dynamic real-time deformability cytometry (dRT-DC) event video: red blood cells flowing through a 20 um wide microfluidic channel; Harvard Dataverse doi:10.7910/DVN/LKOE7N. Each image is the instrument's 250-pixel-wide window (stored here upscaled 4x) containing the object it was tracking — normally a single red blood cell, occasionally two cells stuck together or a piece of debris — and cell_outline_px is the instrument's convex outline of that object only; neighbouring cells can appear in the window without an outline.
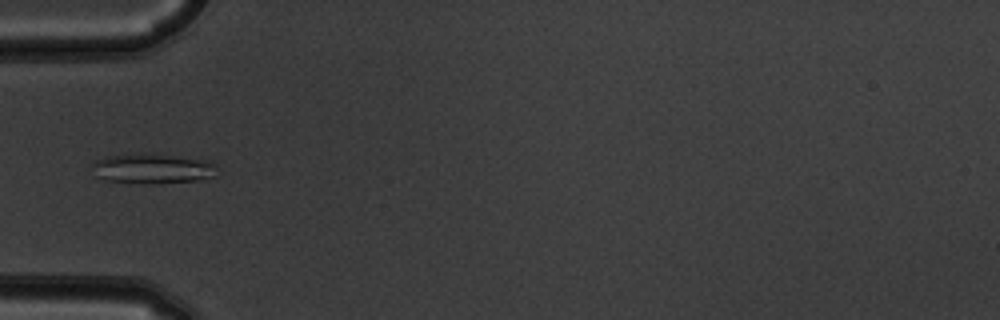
{"species": "common noctule bat (a hibernating species)", "species_latin": "Nyctalus noctula", "temperature_condition": "warm", "stored_images_in_passage": 2, "camera_frame_rate_fps": 3000, "um_per_image_px": 0.085, "animal": {"sex": "male", "body_mass_g": 19.5, "forearm_length_mm": 54.6}, "frame": {"image": 1, "passage_image": 2, "time_ms": 0.333, "image_size_px": [1000, 320], "cell_outline_px": [[216, 176], [200, 180], [156, 184], [144, 184], [108, 180], [96, 176], [92, 164], [96, 160], [108, 156], [136, 152], [160, 152], [212, 160], [216, 164]], "centroid_in_image_um": [13.06, 14.29], "position_along_channel_um": 71.9, "area_um2": 22.89}}